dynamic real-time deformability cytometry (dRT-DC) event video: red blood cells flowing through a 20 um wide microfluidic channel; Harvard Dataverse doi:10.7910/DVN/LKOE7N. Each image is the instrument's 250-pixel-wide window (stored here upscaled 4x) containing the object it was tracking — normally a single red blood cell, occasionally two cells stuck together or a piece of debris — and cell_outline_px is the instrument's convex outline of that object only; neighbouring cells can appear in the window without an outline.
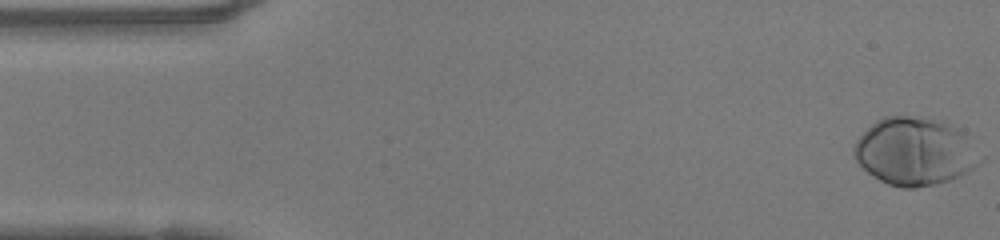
{"species": "human", "species_latin": "Homo sapiens", "temperature_condition": "warm", "stored_images_in_passage": 49, "camera_frame_rate_fps": 3000, "um_per_image_px": 0.085, "donor": {"sex": "female"}, "frame": {"image": 1, "passage_image": 1, "time_ms": 0.0, "image_size_px": [1000, 240], "cell_outline_px": [[984, 160], [972, 168], [948, 180], [916, 188], [900, 188], [888, 184], [880, 180], [868, 172], [852, 156], [852, 148], [856, 140], [876, 120], [884, 116], [908, 116], [940, 120], [960, 128], [984, 156]], "centroid_in_image_um": [77.77, 12.86], "position_along_channel_um": 7.2, "area_um2": 49.82}}
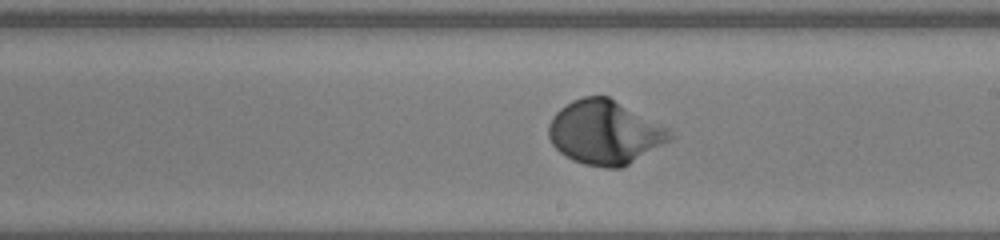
{"frame": {"image": 2, "passage_image": 27, "time_ms": 8.667, "image_size_px": [1000, 240], "cell_outline_px": [[676, 136], [672, 140], [628, 164], [620, 168], [604, 168], [584, 164], [572, 160], [564, 156], [552, 144], [548, 136], [548, 124], [552, 116], [560, 108], [572, 100], [584, 96], [608, 96], [668, 128]], "centroid_in_image_um": [51.4, 11.26], "position_along_channel_um": 237.6, "area_um2": 45.26}}
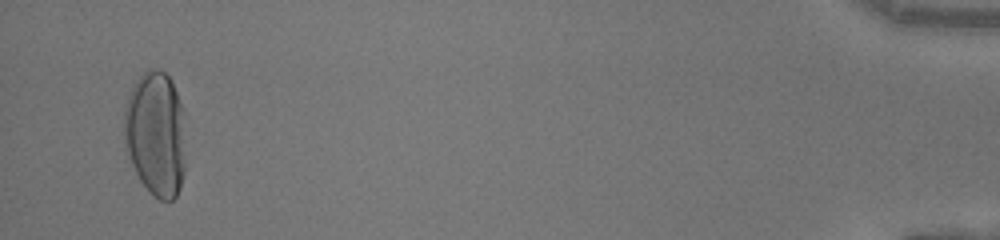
{"frame": {"image": 3, "passage_image": 47, "time_ms": 15.333, "image_size_px": [1000, 240], "cell_outline_px": [[184, 172], [180, 188], [176, 196], [172, 200], [160, 200], [152, 196], [148, 192], [140, 180], [132, 164], [124, 144], [124, 108], [128, 96], [132, 88], [140, 76], [148, 68], [152, 68], [164, 72], [168, 76], [180, 100], [184, 112]], "centroid_in_image_um": [13.24, 11.4], "position_along_channel_um": 422.0, "area_um2": 45.08}, "authors_computed_cell_mechanics": {"area_um2": 43.639, "velocity_mm_per_s": 4.119, "shape_relaxation_time_tau1_ms": 2.3307, "shape_relaxation_time_tau2_ms": null, "deformation_change_tau1": 0.1688, "deformation_change_tau2": null}}